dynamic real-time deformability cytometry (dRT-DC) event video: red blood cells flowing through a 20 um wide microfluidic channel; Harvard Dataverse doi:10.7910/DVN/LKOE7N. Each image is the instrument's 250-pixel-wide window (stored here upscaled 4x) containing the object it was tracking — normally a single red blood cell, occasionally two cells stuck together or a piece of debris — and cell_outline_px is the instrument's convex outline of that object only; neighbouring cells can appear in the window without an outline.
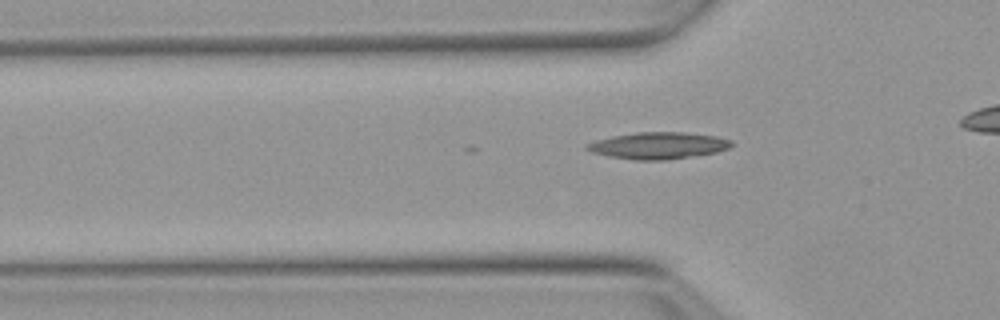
{"species": "Egyptian fruit bat (a non-hibernating species)", "species_latin": "Rousettus aegyptiacus", "temperature_condition": "warm", "stored_images_in_passage": 15, "camera_frame_rate_fps": 3000, "um_per_image_px": 0.085, "animal": {"sex": "female"}, "frame": {"image": 1, "passage_image": 3, "time_ms": 0.667, "image_size_px": [1000, 320], "cell_outline_px": [[732, 144], [728, 148], [716, 152], [660, 160], [636, 160], [612, 156], [592, 152], [584, 148], [584, 144], [596, 140], [612, 136], [636, 132], [688, 132], [716, 136], [732, 140]], "centroid_in_image_um": [55.93, 12.35], "position_along_channel_um": 69.9, "area_um2": 22.25}}
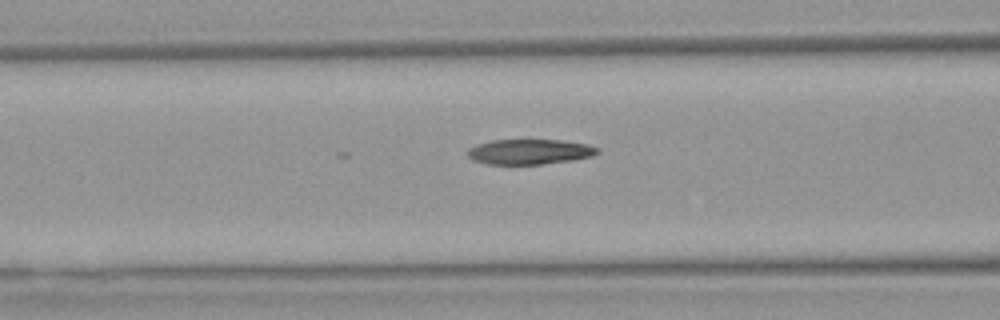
{"frame": {"image": 2, "passage_image": 7, "time_ms": 2.0, "image_size_px": [1000, 320], "cell_outline_px": [[600, 152], [592, 156], [572, 160], [544, 164], [488, 164], [472, 160], [468, 156], [468, 148], [476, 144], [492, 140], [560, 140], [588, 144], [600, 148]], "centroid_in_image_um": [45.03, 12.9], "position_along_channel_um": 121.6, "area_um2": 19.13}}
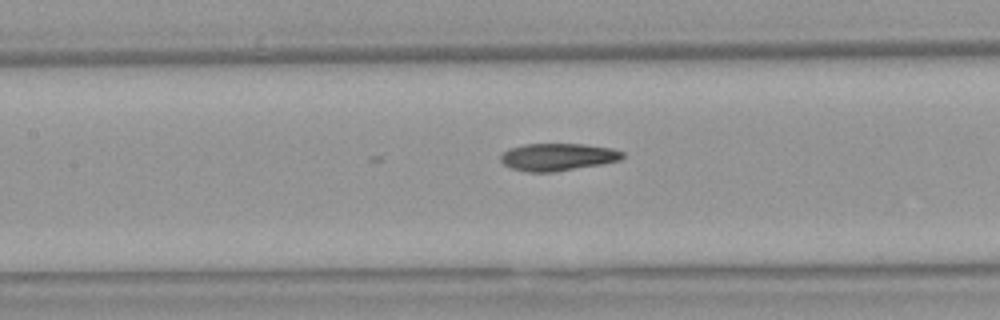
{"frame": {"image": 3, "passage_image": 10, "time_ms": 3.0, "image_size_px": [1000, 320], "cell_outline_px": [[624, 156], [620, 160], [600, 164], [552, 172], [528, 172], [512, 168], [504, 164], [500, 160], [500, 156], [508, 148], [524, 144], [584, 144], [612, 148], [624, 152]], "centroid_in_image_um": [47.39, 13.33], "position_along_channel_um": 160.0, "area_um2": 19.36}}